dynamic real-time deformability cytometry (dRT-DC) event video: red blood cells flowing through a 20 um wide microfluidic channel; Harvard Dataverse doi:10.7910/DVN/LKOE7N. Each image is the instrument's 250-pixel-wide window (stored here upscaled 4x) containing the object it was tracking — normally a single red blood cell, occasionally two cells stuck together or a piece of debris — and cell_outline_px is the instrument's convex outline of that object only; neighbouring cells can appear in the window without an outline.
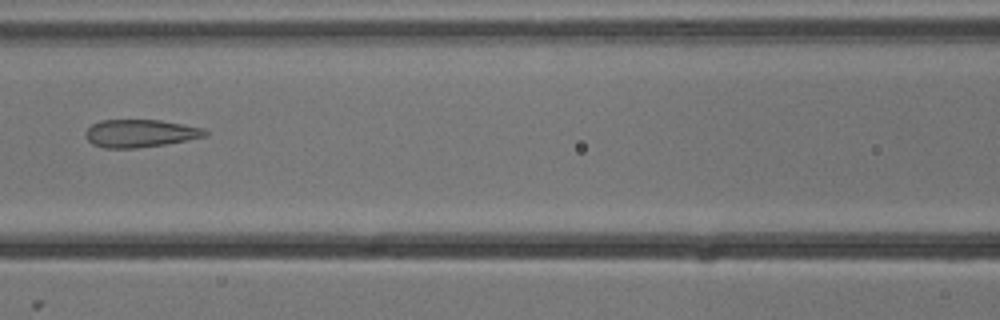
{"species": "common noctule bat (a hibernating species)", "species_latin": "Nyctalus noctula", "temperature_condition": "cold", "stored_images_in_passage": 3, "camera_frame_rate_fps": 3000, "um_per_image_px": 0.085, "animal": {"sex": "male", "body_mass_g": 13.3}, "frame": {"image": 1, "passage_image": 3, "time_ms": 0.667, "image_size_px": [1000, 320], "cell_outline_px": [[208, 136], [164, 144], [136, 148], [104, 148], [92, 144], [84, 136], [84, 132], [92, 124], [100, 120], [160, 120], [184, 124], [204, 128], [208, 132]], "centroid_in_image_um": [11.9, 11.33], "position_along_channel_um": 154.7, "area_um2": 19.42}}